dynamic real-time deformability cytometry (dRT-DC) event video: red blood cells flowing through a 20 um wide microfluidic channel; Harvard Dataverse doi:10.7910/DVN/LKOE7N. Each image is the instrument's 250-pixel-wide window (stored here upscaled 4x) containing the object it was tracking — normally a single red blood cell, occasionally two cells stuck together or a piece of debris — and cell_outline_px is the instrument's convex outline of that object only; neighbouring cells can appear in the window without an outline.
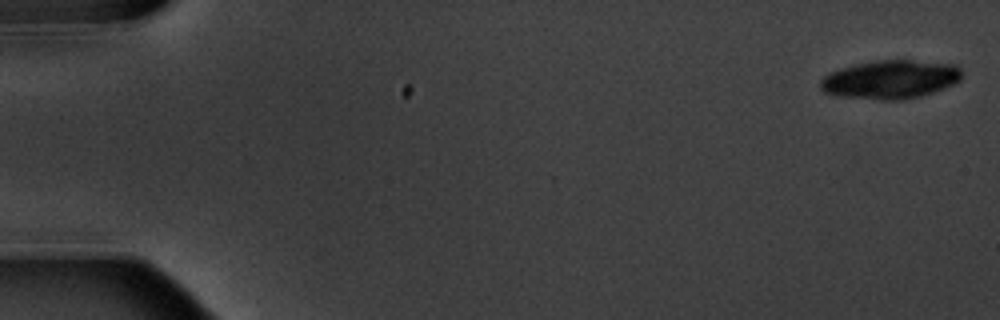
{"species": "common noctule bat (a hibernating species)", "species_latin": "Nyctalus noctula", "temperature_condition": "warm", "stored_images_in_passage": 10, "camera_frame_rate_fps": 3000, "um_per_image_px": 0.085, "animal": {"sex": "male", "body_mass_g": 20.1, "forearm_length_mm": 53.5}, "frame": {"image": 1, "passage_image": 1, "time_ms": 0.0, "image_size_px": [1000, 320], "cell_outline_px": [[960, 80], [952, 84], [932, 92], [920, 96], [904, 100], [880, 100], [836, 96], [824, 92], [820, 88], [820, 80], [824, 76], [840, 68], [856, 64], [876, 60], [912, 60], [956, 64], [960, 68]], "centroid_in_image_um": [75.65, 6.76], "position_along_channel_um": 9.3, "area_um2": 31.79}}